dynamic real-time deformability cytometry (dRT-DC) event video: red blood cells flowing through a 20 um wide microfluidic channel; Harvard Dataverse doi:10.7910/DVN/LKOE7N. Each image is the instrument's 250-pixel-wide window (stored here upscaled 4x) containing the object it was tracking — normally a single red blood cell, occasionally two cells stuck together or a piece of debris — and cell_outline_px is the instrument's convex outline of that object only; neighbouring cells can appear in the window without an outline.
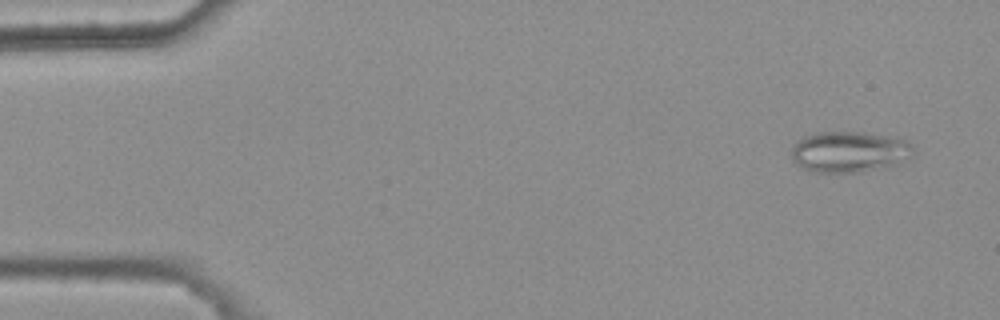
{"species": "common noctule bat (a hibernating species)", "species_latin": "Nyctalus noctula", "temperature_condition": "warm", "stored_images_in_passage": 6, "camera_frame_rate_fps": 3000, "um_per_image_px": 0.085, "animal": {"sex": "female", "body_mass_g": 25.1}, "frame": {"image": 1, "passage_image": 1, "time_ms": 0.0, "image_size_px": [1000, 320], "cell_outline_px": [[916, 152], [912, 156], [896, 164], [860, 172], [816, 172], [800, 168], [792, 160], [792, 148], [804, 136], [816, 132], [864, 132], [904, 140], [912, 144]], "centroid_in_image_um": [72.18, 12.91], "position_along_channel_um": 12.8, "area_um2": 28.96}}